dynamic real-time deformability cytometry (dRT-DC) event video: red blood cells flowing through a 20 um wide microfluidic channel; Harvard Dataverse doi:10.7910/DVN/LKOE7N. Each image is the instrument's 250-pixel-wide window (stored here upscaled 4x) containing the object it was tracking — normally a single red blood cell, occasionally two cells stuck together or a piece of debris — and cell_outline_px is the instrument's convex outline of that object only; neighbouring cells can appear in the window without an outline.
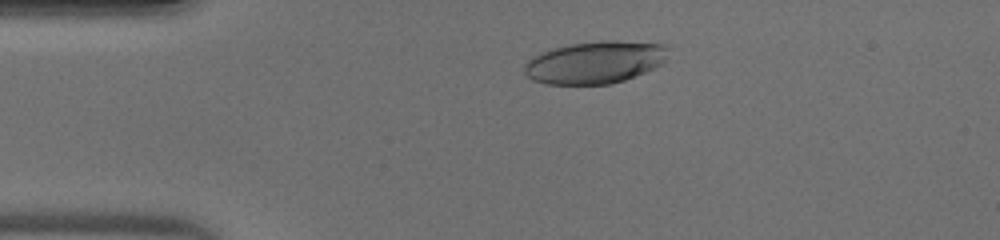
{"species": "human", "species_latin": "Homo sapiens", "temperature_condition": "warm", "stored_images_in_passage": 36, "camera_frame_rate_fps": 3000, "um_per_image_px": 0.085, "donor": {"sex": "male"}, "frame": {"image": 1, "passage_image": 7, "time_ms": 2.0, "image_size_px": [1000, 240], "cell_outline_px": [[668, 48], [664, 60], [660, 64], [644, 72], [624, 80], [612, 84], [548, 84], [532, 80], [524, 72], [524, 64], [532, 56], [540, 52], [568, 44], [604, 40], [616, 40], [668, 44]], "centroid_in_image_um": [50.55, 5.28], "position_along_channel_um": 34.4, "area_um2": 35.55}}
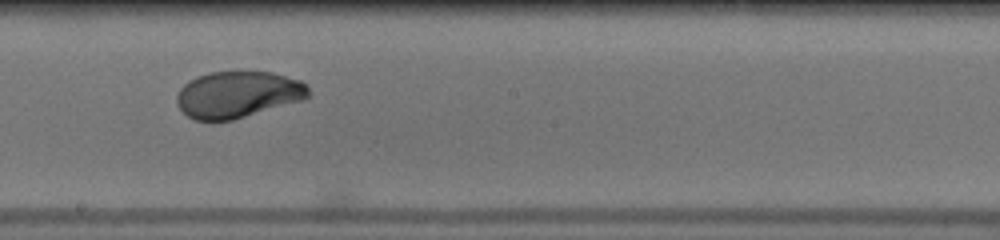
{"frame": {"image": 2, "passage_image": 23, "time_ms": 7.333, "image_size_px": [1000, 240], "cell_outline_px": [[308, 96], [304, 100], [232, 120], [196, 120], [188, 116], [176, 104], [176, 96], [180, 88], [188, 80], [196, 76], [208, 72], [272, 72], [300, 80], [308, 88]], "centroid_in_image_um": [20.19, 8.03], "position_along_channel_um": 228.0, "area_um2": 35.66}}
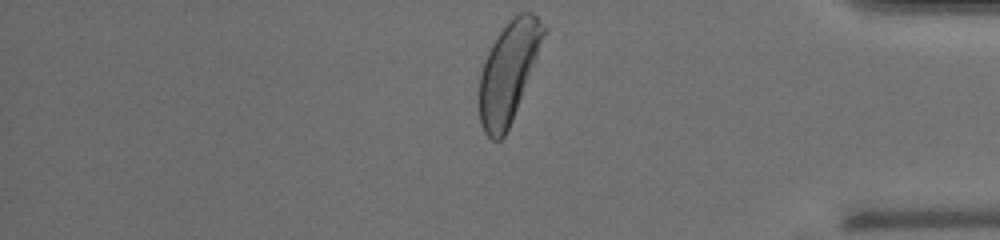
{"frame": {"image": 3, "passage_image": 36, "time_ms": 11.667, "image_size_px": [1000, 240], "cell_outline_px": [[544, 32], [536, 56], [512, 120], [504, 136], [500, 140], [492, 140], [484, 132], [480, 124], [480, 72], [484, 60], [496, 36], [508, 20], [512, 16], [520, 12], [532, 12], [536, 16], [544, 28]], "centroid_in_image_um": [43.16, 6.12], "position_along_channel_um": 392.0, "area_um2": 36.3}}